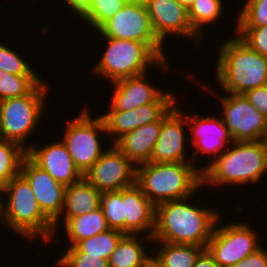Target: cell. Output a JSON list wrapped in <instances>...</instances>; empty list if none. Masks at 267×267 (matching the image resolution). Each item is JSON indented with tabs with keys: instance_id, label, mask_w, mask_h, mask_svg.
Here are the masks:
<instances>
[{
	"instance_id": "33",
	"label": "cell",
	"mask_w": 267,
	"mask_h": 267,
	"mask_svg": "<svg viewBox=\"0 0 267 267\" xmlns=\"http://www.w3.org/2000/svg\"><path fill=\"white\" fill-rule=\"evenodd\" d=\"M29 63L14 49L0 42V70L19 76H40Z\"/></svg>"
},
{
	"instance_id": "16",
	"label": "cell",
	"mask_w": 267,
	"mask_h": 267,
	"mask_svg": "<svg viewBox=\"0 0 267 267\" xmlns=\"http://www.w3.org/2000/svg\"><path fill=\"white\" fill-rule=\"evenodd\" d=\"M149 14L152 29L165 45L170 34L189 38L198 45L203 38L192 28L188 10L176 0H143ZM168 36V38H167ZM165 42V43H164Z\"/></svg>"
},
{
	"instance_id": "8",
	"label": "cell",
	"mask_w": 267,
	"mask_h": 267,
	"mask_svg": "<svg viewBox=\"0 0 267 267\" xmlns=\"http://www.w3.org/2000/svg\"><path fill=\"white\" fill-rule=\"evenodd\" d=\"M81 109L77 117L64 124L66 126L61 140L66 145L76 167L84 175L107 150V148L104 149V143L101 140V134L107 133L100 115H95L93 118L87 105Z\"/></svg>"
},
{
	"instance_id": "39",
	"label": "cell",
	"mask_w": 267,
	"mask_h": 267,
	"mask_svg": "<svg viewBox=\"0 0 267 267\" xmlns=\"http://www.w3.org/2000/svg\"><path fill=\"white\" fill-rule=\"evenodd\" d=\"M193 267H220L214 260L213 256L205 249L197 258Z\"/></svg>"
},
{
	"instance_id": "6",
	"label": "cell",
	"mask_w": 267,
	"mask_h": 267,
	"mask_svg": "<svg viewBox=\"0 0 267 267\" xmlns=\"http://www.w3.org/2000/svg\"><path fill=\"white\" fill-rule=\"evenodd\" d=\"M2 191L6 196V228L28 242H33L37 236L41 242H46L45 245L52 243L54 223L42 212L28 181L19 174L4 185Z\"/></svg>"
},
{
	"instance_id": "12",
	"label": "cell",
	"mask_w": 267,
	"mask_h": 267,
	"mask_svg": "<svg viewBox=\"0 0 267 267\" xmlns=\"http://www.w3.org/2000/svg\"><path fill=\"white\" fill-rule=\"evenodd\" d=\"M186 114V121L191 133L189 140L192 142L190 146H194L195 151L191 154L193 163L197 156L212 157L206 165L202 166V171L213 162L219 155H221L228 146L233 143V139L230 136L226 125L224 124L221 116L213 114V116L204 114L198 115ZM204 115V116H203ZM201 154V155H200ZM205 154L206 156H204ZM211 155V156H210ZM212 159V160H211ZM211 160V161H210Z\"/></svg>"
},
{
	"instance_id": "42",
	"label": "cell",
	"mask_w": 267,
	"mask_h": 267,
	"mask_svg": "<svg viewBox=\"0 0 267 267\" xmlns=\"http://www.w3.org/2000/svg\"><path fill=\"white\" fill-rule=\"evenodd\" d=\"M265 145H266V150H267V131H266V134H265V137L263 139Z\"/></svg>"
},
{
	"instance_id": "4",
	"label": "cell",
	"mask_w": 267,
	"mask_h": 267,
	"mask_svg": "<svg viewBox=\"0 0 267 267\" xmlns=\"http://www.w3.org/2000/svg\"><path fill=\"white\" fill-rule=\"evenodd\" d=\"M233 35L217 48L216 85L223 93L231 94H245L248 90L267 85V57Z\"/></svg>"
},
{
	"instance_id": "2",
	"label": "cell",
	"mask_w": 267,
	"mask_h": 267,
	"mask_svg": "<svg viewBox=\"0 0 267 267\" xmlns=\"http://www.w3.org/2000/svg\"><path fill=\"white\" fill-rule=\"evenodd\" d=\"M266 173L267 150L263 140L233 141L202 171V187L256 185Z\"/></svg>"
},
{
	"instance_id": "30",
	"label": "cell",
	"mask_w": 267,
	"mask_h": 267,
	"mask_svg": "<svg viewBox=\"0 0 267 267\" xmlns=\"http://www.w3.org/2000/svg\"><path fill=\"white\" fill-rule=\"evenodd\" d=\"M42 76H19L0 70V101L27 95Z\"/></svg>"
},
{
	"instance_id": "13",
	"label": "cell",
	"mask_w": 267,
	"mask_h": 267,
	"mask_svg": "<svg viewBox=\"0 0 267 267\" xmlns=\"http://www.w3.org/2000/svg\"><path fill=\"white\" fill-rule=\"evenodd\" d=\"M171 91V92H170ZM163 92L154 102L139 106L131 111H106L102 117L106 133L112 135L114 144L123 135L148 123L159 121L177 102L172 90Z\"/></svg>"
},
{
	"instance_id": "35",
	"label": "cell",
	"mask_w": 267,
	"mask_h": 267,
	"mask_svg": "<svg viewBox=\"0 0 267 267\" xmlns=\"http://www.w3.org/2000/svg\"><path fill=\"white\" fill-rule=\"evenodd\" d=\"M234 34L249 48L267 57V26L236 27Z\"/></svg>"
},
{
	"instance_id": "23",
	"label": "cell",
	"mask_w": 267,
	"mask_h": 267,
	"mask_svg": "<svg viewBox=\"0 0 267 267\" xmlns=\"http://www.w3.org/2000/svg\"><path fill=\"white\" fill-rule=\"evenodd\" d=\"M146 241L152 247L150 236L125 234L110 255L108 267H147L152 262V252Z\"/></svg>"
},
{
	"instance_id": "44",
	"label": "cell",
	"mask_w": 267,
	"mask_h": 267,
	"mask_svg": "<svg viewBox=\"0 0 267 267\" xmlns=\"http://www.w3.org/2000/svg\"><path fill=\"white\" fill-rule=\"evenodd\" d=\"M263 245V242H262V244H261V247H264L263 249H264V252H265V254H266V257H267V248L265 247V246H262Z\"/></svg>"
},
{
	"instance_id": "7",
	"label": "cell",
	"mask_w": 267,
	"mask_h": 267,
	"mask_svg": "<svg viewBox=\"0 0 267 267\" xmlns=\"http://www.w3.org/2000/svg\"><path fill=\"white\" fill-rule=\"evenodd\" d=\"M48 85L49 83L43 79L27 95L0 101L2 139L16 142L25 150L28 149L31 144L28 139L38 127L40 128V120L44 114L46 115L44 110L48 106L46 105L48 103L46 99L49 98Z\"/></svg>"
},
{
	"instance_id": "25",
	"label": "cell",
	"mask_w": 267,
	"mask_h": 267,
	"mask_svg": "<svg viewBox=\"0 0 267 267\" xmlns=\"http://www.w3.org/2000/svg\"><path fill=\"white\" fill-rule=\"evenodd\" d=\"M152 244L153 246L158 244L159 247L152 253V262L158 267H193L199 255L206 249L191 244L166 242H152Z\"/></svg>"
},
{
	"instance_id": "5",
	"label": "cell",
	"mask_w": 267,
	"mask_h": 267,
	"mask_svg": "<svg viewBox=\"0 0 267 267\" xmlns=\"http://www.w3.org/2000/svg\"><path fill=\"white\" fill-rule=\"evenodd\" d=\"M99 40H104L106 46L103 42L102 47L106 48L91 72L110 80L109 83L149 72L151 66L163 72L171 68L168 58L161 59L146 43L110 37Z\"/></svg>"
},
{
	"instance_id": "31",
	"label": "cell",
	"mask_w": 267,
	"mask_h": 267,
	"mask_svg": "<svg viewBox=\"0 0 267 267\" xmlns=\"http://www.w3.org/2000/svg\"><path fill=\"white\" fill-rule=\"evenodd\" d=\"M100 208L109 228L125 234V219L122 218V189L101 194Z\"/></svg>"
},
{
	"instance_id": "15",
	"label": "cell",
	"mask_w": 267,
	"mask_h": 267,
	"mask_svg": "<svg viewBox=\"0 0 267 267\" xmlns=\"http://www.w3.org/2000/svg\"><path fill=\"white\" fill-rule=\"evenodd\" d=\"M179 100L162 117L160 135L156 141L151 159L149 162L155 163H174V162H193L192 156H188L189 129L186 121V114L179 107ZM186 127V129H185ZM186 140V141H185ZM191 157V158H190Z\"/></svg>"
},
{
	"instance_id": "10",
	"label": "cell",
	"mask_w": 267,
	"mask_h": 267,
	"mask_svg": "<svg viewBox=\"0 0 267 267\" xmlns=\"http://www.w3.org/2000/svg\"><path fill=\"white\" fill-rule=\"evenodd\" d=\"M220 218L217 220L206 249L220 267H231L261 247L260 237L248 222L239 223L231 220L226 224V221L223 222Z\"/></svg>"
},
{
	"instance_id": "41",
	"label": "cell",
	"mask_w": 267,
	"mask_h": 267,
	"mask_svg": "<svg viewBox=\"0 0 267 267\" xmlns=\"http://www.w3.org/2000/svg\"><path fill=\"white\" fill-rule=\"evenodd\" d=\"M179 4L183 5L187 10L191 7L195 0H176Z\"/></svg>"
},
{
	"instance_id": "21",
	"label": "cell",
	"mask_w": 267,
	"mask_h": 267,
	"mask_svg": "<svg viewBox=\"0 0 267 267\" xmlns=\"http://www.w3.org/2000/svg\"><path fill=\"white\" fill-rule=\"evenodd\" d=\"M162 118L140 126L119 138L114 145L135 165L149 162L160 135Z\"/></svg>"
},
{
	"instance_id": "34",
	"label": "cell",
	"mask_w": 267,
	"mask_h": 267,
	"mask_svg": "<svg viewBox=\"0 0 267 267\" xmlns=\"http://www.w3.org/2000/svg\"><path fill=\"white\" fill-rule=\"evenodd\" d=\"M55 261L57 267H108V260L102 257L87 256L80 252L75 246L67 247L64 254L57 256Z\"/></svg>"
},
{
	"instance_id": "26",
	"label": "cell",
	"mask_w": 267,
	"mask_h": 267,
	"mask_svg": "<svg viewBox=\"0 0 267 267\" xmlns=\"http://www.w3.org/2000/svg\"><path fill=\"white\" fill-rule=\"evenodd\" d=\"M223 0H195L188 10L192 28L204 38L205 26L217 24L224 11ZM204 30V31H203Z\"/></svg>"
},
{
	"instance_id": "1",
	"label": "cell",
	"mask_w": 267,
	"mask_h": 267,
	"mask_svg": "<svg viewBox=\"0 0 267 267\" xmlns=\"http://www.w3.org/2000/svg\"><path fill=\"white\" fill-rule=\"evenodd\" d=\"M193 196L155 206L153 242L207 247L218 218L223 216L215 206L193 205Z\"/></svg>"
},
{
	"instance_id": "32",
	"label": "cell",
	"mask_w": 267,
	"mask_h": 267,
	"mask_svg": "<svg viewBox=\"0 0 267 267\" xmlns=\"http://www.w3.org/2000/svg\"><path fill=\"white\" fill-rule=\"evenodd\" d=\"M237 13L234 27L267 26V0H246Z\"/></svg>"
},
{
	"instance_id": "20",
	"label": "cell",
	"mask_w": 267,
	"mask_h": 267,
	"mask_svg": "<svg viewBox=\"0 0 267 267\" xmlns=\"http://www.w3.org/2000/svg\"><path fill=\"white\" fill-rule=\"evenodd\" d=\"M122 218L125 219V234L152 237L155 227V205L133 185L122 189Z\"/></svg>"
},
{
	"instance_id": "37",
	"label": "cell",
	"mask_w": 267,
	"mask_h": 267,
	"mask_svg": "<svg viewBox=\"0 0 267 267\" xmlns=\"http://www.w3.org/2000/svg\"><path fill=\"white\" fill-rule=\"evenodd\" d=\"M231 267H267V257L263 247H260Z\"/></svg>"
},
{
	"instance_id": "29",
	"label": "cell",
	"mask_w": 267,
	"mask_h": 267,
	"mask_svg": "<svg viewBox=\"0 0 267 267\" xmlns=\"http://www.w3.org/2000/svg\"><path fill=\"white\" fill-rule=\"evenodd\" d=\"M129 0H93L89 9L78 19L89 29L97 31L108 19L121 10ZM83 20V21H82Z\"/></svg>"
},
{
	"instance_id": "36",
	"label": "cell",
	"mask_w": 267,
	"mask_h": 267,
	"mask_svg": "<svg viewBox=\"0 0 267 267\" xmlns=\"http://www.w3.org/2000/svg\"><path fill=\"white\" fill-rule=\"evenodd\" d=\"M244 96L267 119V85L248 90Z\"/></svg>"
},
{
	"instance_id": "38",
	"label": "cell",
	"mask_w": 267,
	"mask_h": 267,
	"mask_svg": "<svg viewBox=\"0 0 267 267\" xmlns=\"http://www.w3.org/2000/svg\"><path fill=\"white\" fill-rule=\"evenodd\" d=\"M93 0H65L64 6L67 10L68 8L72 11L74 20L77 19L75 17H81L91 6ZM66 4V5H65ZM75 15V17H74Z\"/></svg>"
},
{
	"instance_id": "18",
	"label": "cell",
	"mask_w": 267,
	"mask_h": 267,
	"mask_svg": "<svg viewBox=\"0 0 267 267\" xmlns=\"http://www.w3.org/2000/svg\"><path fill=\"white\" fill-rule=\"evenodd\" d=\"M27 156L65 186L77 183L84 178L61 139L42 147L38 145V148L37 145L31 144L27 149Z\"/></svg>"
},
{
	"instance_id": "28",
	"label": "cell",
	"mask_w": 267,
	"mask_h": 267,
	"mask_svg": "<svg viewBox=\"0 0 267 267\" xmlns=\"http://www.w3.org/2000/svg\"><path fill=\"white\" fill-rule=\"evenodd\" d=\"M124 235L120 230L109 228L105 232L79 241L75 247L80 252L87 253V256L102 257L108 260Z\"/></svg>"
},
{
	"instance_id": "24",
	"label": "cell",
	"mask_w": 267,
	"mask_h": 267,
	"mask_svg": "<svg viewBox=\"0 0 267 267\" xmlns=\"http://www.w3.org/2000/svg\"><path fill=\"white\" fill-rule=\"evenodd\" d=\"M101 194L85 178L66 186L60 217H79L98 209Z\"/></svg>"
},
{
	"instance_id": "11",
	"label": "cell",
	"mask_w": 267,
	"mask_h": 267,
	"mask_svg": "<svg viewBox=\"0 0 267 267\" xmlns=\"http://www.w3.org/2000/svg\"><path fill=\"white\" fill-rule=\"evenodd\" d=\"M219 92L215 94L220 98L222 109L221 118L226 125L233 141H259L263 140L267 131V119L255 109L244 94H231Z\"/></svg>"
},
{
	"instance_id": "27",
	"label": "cell",
	"mask_w": 267,
	"mask_h": 267,
	"mask_svg": "<svg viewBox=\"0 0 267 267\" xmlns=\"http://www.w3.org/2000/svg\"><path fill=\"white\" fill-rule=\"evenodd\" d=\"M26 155L27 150L18 143L4 139L0 142V188L20 174Z\"/></svg>"
},
{
	"instance_id": "9",
	"label": "cell",
	"mask_w": 267,
	"mask_h": 267,
	"mask_svg": "<svg viewBox=\"0 0 267 267\" xmlns=\"http://www.w3.org/2000/svg\"><path fill=\"white\" fill-rule=\"evenodd\" d=\"M96 37H110L146 43L161 59L166 57V45L156 37L143 0H129L112 18L97 31ZM165 46V47H164Z\"/></svg>"
},
{
	"instance_id": "43",
	"label": "cell",
	"mask_w": 267,
	"mask_h": 267,
	"mask_svg": "<svg viewBox=\"0 0 267 267\" xmlns=\"http://www.w3.org/2000/svg\"><path fill=\"white\" fill-rule=\"evenodd\" d=\"M147 267H158V266L155 265L153 262H151Z\"/></svg>"
},
{
	"instance_id": "14",
	"label": "cell",
	"mask_w": 267,
	"mask_h": 267,
	"mask_svg": "<svg viewBox=\"0 0 267 267\" xmlns=\"http://www.w3.org/2000/svg\"><path fill=\"white\" fill-rule=\"evenodd\" d=\"M84 174L99 192L119 191L135 183L136 166L114 145Z\"/></svg>"
},
{
	"instance_id": "19",
	"label": "cell",
	"mask_w": 267,
	"mask_h": 267,
	"mask_svg": "<svg viewBox=\"0 0 267 267\" xmlns=\"http://www.w3.org/2000/svg\"><path fill=\"white\" fill-rule=\"evenodd\" d=\"M148 74L149 72H146L111 83L114 91L109 99L110 109L108 111H131L154 102L164 90L152 84L148 79Z\"/></svg>"
},
{
	"instance_id": "40",
	"label": "cell",
	"mask_w": 267,
	"mask_h": 267,
	"mask_svg": "<svg viewBox=\"0 0 267 267\" xmlns=\"http://www.w3.org/2000/svg\"><path fill=\"white\" fill-rule=\"evenodd\" d=\"M2 188H0V221L6 225V217H5V196H3Z\"/></svg>"
},
{
	"instance_id": "17",
	"label": "cell",
	"mask_w": 267,
	"mask_h": 267,
	"mask_svg": "<svg viewBox=\"0 0 267 267\" xmlns=\"http://www.w3.org/2000/svg\"><path fill=\"white\" fill-rule=\"evenodd\" d=\"M20 174L30 184L42 212L54 223L61 215L66 186L36 165L27 155Z\"/></svg>"
},
{
	"instance_id": "22",
	"label": "cell",
	"mask_w": 267,
	"mask_h": 267,
	"mask_svg": "<svg viewBox=\"0 0 267 267\" xmlns=\"http://www.w3.org/2000/svg\"><path fill=\"white\" fill-rule=\"evenodd\" d=\"M62 229L64 230L63 234H65V237L67 236L68 239V244L66 242V246L68 245L67 247H70L75 246L81 240L107 231L109 227L103 215V211L99 207L79 217H59L54 222L53 239L55 241V238H57L56 234L58 235V233H60L59 230L61 231Z\"/></svg>"
},
{
	"instance_id": "3",
	"label": "cell",
	"mask_w": 267,
	"mask_h": 267,
	"mask_svg": "<svg viewBox=\"0 0 267 267\" xmlns=\"http://www.w3.org/2000/svg\"><path fill=\"white\" fill-rule=\"evenodd\" d=\"M155 163L136 166L135 183L156 206L196 195L202 189V165L198 162ZM201 164V165H199Z\"/></svg>"
}]
</instances>
